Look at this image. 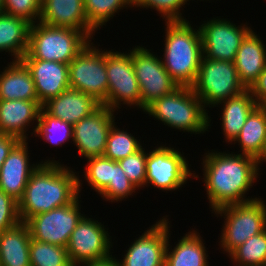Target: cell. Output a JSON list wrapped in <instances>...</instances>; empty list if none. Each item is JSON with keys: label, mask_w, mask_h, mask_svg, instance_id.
<instances>
[{"label": "cell", "mask_w": 266, "mask_h": 266, "mask_svg": "<svg viewBox=\"0 0 266 266\" xmlns=\"http://www.w3.org/2000/svg\"><path fill=\"white\" fill-rule=\"evenodd\" d=\"M248 90L251 92L257 104L266 98V67Z\"/></svg>", "instance_id": "40"}, {"label": "cell", "mask_w": 266, "mask_h": 266, "mask_svg": "<svg viewBox=\"0 0 266 266\" xmlns=\"http://www.w3.org/2000/svg\"><path fill=\"white\" fill-rule=\"evenodd\" d=\"M115 258H116L115 256L114 257L111 256L105 260L86 262L78 266H119L118 260Z\"/></svg>", "instance_id": "42"}, {"label": "cell", "mask_w": 266, "mask_h": 266, "mask_svg": "<svg viewBox=\"0 0 266 266\" xmlns=\"http://www.w3.org/2000/svg\"><path fill=\"white\" fill-rule=\"evenodd\" d=\"M37 124L33 128V133L36 136L48 141L50 145L60 146L66 141L73 139V125L61 119L54 118L47 114L43 109L40 110V115Z\"/></svg>", "instance_id": "29"}, {"label": "cell", "mask_w": 266, "mask_h": 266, "mask_svg": "<svg viewBox=\"0 0 266 266\" xmlns=\"http://www.w3.org/2000/svg\"><path fill=\"white\" fill-rule=\"evenodd\" d=\"M266 137V115L257 106L248 116L239 135L233 141L240 145L241 154L257 158ZM236 141V142H235Z\"/></svg>", "instance_id": "28"}, {"label": "cell", "mask_w": 266, "mask_h": 266, "mask_svg": "<svg viewBox=\"0 0 266 266\" xmlns=\"http://www.w3.org/2000/svg\"><path fill=\"white\" fill-rule=\"evenodd\" d=\"M29 252L31 266H74L66 247L31 238Z\"/></svg>", "instance_id": "31"}, {"label": "cell", "mask_w": 266, "mask_h": 266, "mask_svg": "<svg viewBox=\"0 0 266 266\" xmlns=\"http://www.w3.org/2000/svg\"><path fill=\"white\" fill-rule=\"evenodd\" d=\"M205 108L192 87L179 86L173 92L154 100L144 112L173 129L203 134L211 126Z\"/></svg>", "instance_id": "4"}, {"label": "cell", "mask_w": 266, "mask_h": 266, "mask_svg": "<svg viewBox=\"0 0 266 266\" xmlns=\"http://www.w3.org/2000/svg\"><path fill=\"white\" fill-rule=\"evenodd\" d=\"M188 162L180 151L165 145L147 152L145 186L151 184L166 192L177 190L189 177L198 178L190 171Z\"/></svg>", "instance_id": "11"}, {"label": "cell", "mask_w": 266, "mask_h": 266, "mask_svg": "<svg viewBox=\"0 0 266 266\" xmlns=\"http://www.w3.org/2000/svg\"><path fill=\"white\" fill-rule=\"evenodd\" d=\"M3 12L34 24L40 19L41 2L39 0H4Z\"/></svg>", "instance_id": "38"}, {"label": "cell", "mask_w": 266, "mask_h": 266, "mask_svg": "<svg viewBox=\"0 0 266 266\" xmlns=\"http://www.w3.org/2000/svg\"><path fill=\"white\" fill-rule=\"evenodd\" d=\"M99 106L100 104L92 97L69 87L57 97L44 103L42 109L52 117L74 125L89 116Z\"/></svg>", "instance_id": "21"}, {"label": "cell", "mask_w": 266, "mask_h": 266, "mask_svg": "<svg viewBox=\"0 0 266 266\" xmlns=\"http://www.w3.org/2000/svg\"><path fill=\"white\" fill-rule=\"evenodd\" d=\"M170 223L168 224V242L165 252L164 266H209L208 252L203 237L196 230L185 234L172 249L169 245ZM171 248V251H169Z\"/></svg>", "instance_id": "25"}, {"label": "cell", "mask_w": 266, "mask_h": 266, "mask_svg": "<svg viewBox=\"0 0 266 266\" xmlns=\"http://www.w3.org/2000/svg\"><path fill=\"white\" fill-rule=\"evenodd\" d=\"M28 142L20 141L9 153L0 171V190L17 202L22 198L31 174L41 163H59L57 160H45L30 165Z\"/></svg>", "instance_id": "17"}, {"label": "cell", "mask_w": 266, "mask_h": 266, "mask_svg": "<svg viewBox=\"0 0 266 266\" xmlns=\"http://www.w3.org/2000/svg\"><path fill=\"white\" fill-rule=\"evenodd\" d=\"M3 2L4 0H0V13L3 12Z\"/></svg>", "instance_id": "45"}, {"label": "cell", "mask_w": 266, "mask_h": 266, "mask_svg": "<svg viewBox=\"0 0 266 266\" xmlns=\"http://www.w3.org/2000/svg\"><path fill=\"white\" fill-rule=\"evenodd\" d=\"M20 142V140L14 136L5 135L0 133V171L3 162L12 151V149Z\"/></svg>", "instance_id": "41"}, {"label": "cell", "mask_w": 266, "mask_h": 266, "mask_svg": "<svg viewBox=\"0 0 266 266\" xmlns=\"http://www.w3.org/2000/svg\"><path fill=\"white\" fill-rule=\"evenodd\" d=\"M125 7L132 8V0H84L88 24L95 30L106 25L109 19ZM119 10V11H118Z\"/></svg>", "instance_id": "32"}, {"label": "cell", "mask_w": 266, "mask_h": 266, "mask_svg": "<svg viewBox=\"0 0 266 266\" xmlns=\"http://www.w3.org/2000/svg\"><path fill=\"white\" fill-rule=\"evenodd\" d=\"M60 163H41L31 174L18 201L21 222L43 212L72 203L82 183L79 175Z\"/></svg>", "instance_id": "2"}, {"label": "cell", "mask_w": 266, "mask_h": 266, "mask_svg": "<svg viewBox=\"0 0 266 266\" xmlns=\"http://www.w3.org/2000/svg\"><path fill=\"white\" fill-rule=\"evenodd\" d=\"M255 161H256L257 170L259 172V170H260L259 165L263 161L266 162V137H265V141H264V144H263V148H262L260 154L255 159Z\"/></svg>", "instance_id": "43"}, {"label": "cell", "mask_w": 266, "mask_h": 266, "mask_svg": "<svg viewBox=\"0 0 266 266\" xmlns=\"http://www.w3.org/2000/svg\"><path fill=\"white\" fill-rule=\"evenodd\" d=\"M30 27L25 19L0 13V52L11 53L13 61L20 60L28 50Z\"/></svg>", "instance_id": "27"}, {"label": "cell", "mask_w": 266, "mask_h": 266, "mask_svg": "<svg viewBox=\"0 0 266 266\" xmlns=\"http://www.w3.org/2000/svg\"><path fill=\"white\" fill-rule=\"evenodd\" d=\"M258 107L264 112L266 115V98H264L259 104Z\"/></svg>", "instance_id": "44"}, {"label": "cell", "mask_w": 266, "mask_h": 266, "mask_svg": "<svg viewBox=\"0 0 266 266\" xmlns=\"http://www.w3.org/2000/svg\"><path fill=\"white\" fill-rule=\"evenodd\" d=\"M88 160L85 168L84 178L89 186L100 194L113 181L114 175V160L104 156L93 157Z\"/></svg>", "instance_id": "34"}, {"label": "cell", "mask_w": 266, "mask_h": 266, "mask_svg": "<svg viewBox=\"0 0 266 266\" xmlns=\"http://www.w3.org/2000/svg\"><path fill=\"white\" fill-rule=\"evenodd\" d=\"M93 45L89 42L68 64L69 85L107 106L106 51Z\"/></svg>", "instance_id": "8"}, {"label": "cell", "mask_w": 266, "mask_h": 266, "mask_svg": "<svg viewBox=\"0 0 266 266\" xmlns=\"http://www.w3.org/2000/svg\"><path fill=\"white\" fill-rule=\"evenodd\" d=\"M91 42L82 31L54 27L42 22L31 24L27 53L21 59H40L69 64Z\"/></svg>", "instance_id": "5"}, {"label": "cell", "mask_w": 266, "mask_h": 266, "mask_svg": "<svg viewBox=\"0 0 266 266\" xmlns=\"http://www.w3.org/2000/svg\"><path fill=\"white\" fill-rule=\"evenodd\" d=\"M30 71L41 105L70 87L68 64L40 59H20Z\"/></svg>", "instance_id": "18"}, {"label": "cell", "mask_w": 266, "mask_h": 266, "mask_svg": "<svg viewBox=\"0 0 266 266\" xmlns=\"http://www.w3.org/2000/svg\"><path fill=\"white\" fill-rule=\"evenodd\" d=\"M39 21L54 27L80 30L90 39H93L96 32L88 24L84 0H45L41 3Z\"/></svg>", "instance_id": "19"}, {"label": "cell", "mask_w": 266, "mask_h": 266, "mask_svg": "<svg viewBox=\"0 0 266 266\" xmlns=\"http://www.w3.org/2000/svg\"><path fill=\"white\" fill-rule=\"evenodd\" d=\"M41 109L39 101L0 99V133L27 141L26 128L38 120Z\"/></svg>", "instance_id": "20"}, {"label": "cell", "mask_w": 266, "mask_h": 266, "mask_svg": "<svg viewBox=\"0 0 266 266\" xmlns=\"http://www.w3.org/2000/svg\"><path fill=\"white\" fill-rule=\"evenodd\" d=\"M0 74L1 100L38 101L30 71L21 60L12 61Z\"/></svg>", "instance_id": "23"}, {"label": "cell", "mask_w": 266, "mask_h": 266, "mask_svg": "<svg viewBox=\"0 0 266 266\" xmlns=\"http://www.w3.org/2000/svg\"><path fill=\"white\" fill-rule=\"evenodd\" d=\"M165 26L163 66L178 86L192 87L203 57L199 28L194 29L188 20Z\"/></svg>", "instance_id": "3"}, {"label": "cell", "mask_w": 266, "mask_h": 266, "mask_svg": "<svg viewBox=\"0 0 266 266\" xmlns=\"http://www.w3.org/2000/svg\"><path fill=\"white\" fill-rule=\"evenodd\" d=\"M142 148V144L133 134L121 130L114 124L108 135L104 157L119 161L132 155Z\"/></svg>", "instance_id": "33"}, {"label": "cell", "mask_w": 266, "mask_h": 266, "mask_svg": "<svg viewBox=\"0 0 266 266\" xmlns=\"http://www.w3.org/2000/svg\"><path fill=\"white\" fill-rule=\"evenodd\" d=\"M105 226L85 215L70 235L67 253L74 266L86 262L101 261L112 256L110 233ZM111 254V255H110Z\"/></svg>", "instance_id": "13"}, {"label": "cell", "mask_w": 266, "mask_h": 266, "mask_svg": "<svg viewBox=\"0 0 266 266\" xmlns=\"http://www.w3.org/2000/svg\"><path fill=\"white\" fill-rule=\"evenodd\" d=\"M203 22L199 26L203 56L210 60L234 62L236 52L252 29L247 25L236 26L224 18Z\"/></svg>", "instance_id": "14"}, {"label": "cell", "mask_w": 266, "mask_h": 266, "mask_svg": "<svg viewBox=\"0 0 266 266\" xmlns=\"http://www.w3.org/2000/svg\"><path fill=\"white\" fill-rule=\"evenodd\" d=\"M80 195L70 204L29 218L27 224L32 239L67 247L70 235L84 216L79 204Z\"/></svg>", "instance_id": "12"}, {"label": "cell", "mask_w": 266, "mask_h": 266, "mask_svg": "<svg viewBox=\"0 0 266 266\" xmlns=\"http://www.w3.org/2000/svg\"><path fill=\"white\" fill-rule=\"evenodd\" d=\"M137 187L128 179L118 161H114L113 181L99 194L106 201L118 202L135 193Z\"/></svg>", "instance_id": "35"}, {"label": "cell", "mask_w": 266, "mask_h": 266, "mask_svg": "<svg viewBox=\"0 0 266 266\" xmlns=\"http://www.w3.org/2000/svg\"><path fill=\"white\" fill-rule=\"evenodd\" d=\"M20 222L18 202L0 190V233Z\"/></svg>", "instance_id": "39"}, {"label": "cell", "mask_w": 266, "mask_h": 266, "mask_svg": "<svg viewBox=\"0 0 266 266\" xmlns=\"http://www.w3.org/2000/svg\"><path fill=\"white\" fill-rule=\"evenodd\" d=\"M220 104H223L221 129H223L226 143H232L239 135L249 114L258 104L248 89L235 97L220 101L214 107Z\"/></svg>", "instance_id": "26"}, {"label": "cell", "mask_w": 266, "mask_h": 266, "mask_svg": "<svg viewBox=\"0 0 266 266\" xmlns=\"http://www.w3.org/2000/svg\"><path fill=\"white\" fill-rule=\"evenodd\" d=\"M106 73L107 107L118 111L121 104H124L130 108L136 106L141 109L140 88L134 72L131 50L128 53L106 50Z\"/></svg>", "instance_id": "9"}, {"label": "cell", "mask_w": 266, "mask_h": 266, "mask_svg": "<svg viewBox=\"0 0 266 266\" xmlns=\"http://www.w3.org/2000/svg\"><path fill=\"white\" fill-rule=\"evenodd\" d=\"M259 37L252 30L236 52L234 65L246 89L252 86L266 67V47Z\"/></svg>", "instance_id": "22"}, {"label": "cell", "mask_w": 266, "mask_h": 266, "mask_svg": "<svg viewBox=\"0 0 266 266\" xmlns=\"http://www.w3.org/2000/svg\"><path fill=\"white\" fill-rule=\"evenodd\" d=\"M147 152L142 147L136 153L119 160L128 179L138 188L145 187ZM140 187V188H139Z\"/></svg>", "instance_id": "37"}, {"label": "cell", "mask_w": 266, "mask_h": 266, "mask_svg": "<svg viewBox=\"0 0 266 266\" xmlns=\"http://www.w3.org/2000/svg\"><path fill=\"white\" fill-rule=\"evenodd\" d=\"M192 89L206 108L214 107L220 101L235 97L246 90L234 62L210 60L204 56Z\"/></svg>", "instance_id": "7"}, {"label": "cell", "mask_w": 266, "mask_h": 266, "mask_svg": "<svg viewBox=\"0 0 266 266\" xmlns=\"http://www.w3.org/2000/svg\"><path fill=\"white\" fill-rule=\"evenodd\" d=\"M115 110L100 105L89 116L73 125V143L85 159L101 157L105 153L111 127L115 124Z\"/></svg>", "instance_id": "15"}, {"label": "cell", "mask_w": 266, "mask_h": 266, "mask_svg": "<svg viewBox=\"0 0 266 266\" xmlns=\"http://www.w3.org/2000/svg\"><path fill=\"white\" fill-rule=\"evenodd\" d=\"M266 203L261 198L230 204L212 213L225 219L220 236V246L228 255L247 239L266 229Z\"/></svg>", "instance_id": "6"}, {"label": "cell", "mask_w": 266, "mask_h": 266, "mask_svg": "<svg viewBox=\"0 0 266 266\" xmlns=\"http://www.w3.org/2000/svg\"><path fill=\"white\" fill-rule=\"evenodd\" d=\"M203 175L206 194L212 212L218 208L258 199L245 194L257 180L255 158L244 154H230L213 150L204 153Z\"/></svg>", "instance_id": "1"}, {"label": "cell", "mask_w": 266, "mask_h": 266, "mask_svg": "<svg viewBox=\"0 0 266 266\" xmlns=\"http://www.w3.org/2000/svg\"><path fill=\"white\" fill-rule=\"evenodd\" d=\"M30 231L25 222L0 233V266H31Z\"/></svg>", "instance_id": "24"}, {"label": "cell", "mask_w": 266, "mask_h": 266, "mask_svg": "<svg viewBox=\"0 0 266 266\" xmlns=\"http://www.w3.org/2000/svg\"><path fill=\"white\" fill-rule=\"evenodd\" d=\"M146 47L135 46L131 50L134 72L141 94V109L154 100L173 92L179 86L163 66L161 57L151 53Z\"/></svg>", "instance_id": "10"}, {"label": "cell", "mask_w": 266, "mask_h": 266, "mask_svg": "<svg viewBox=\"0 0 266 266\" xmlns=\"http://www.w3.org/2000/svg\"><path fill=\"white\" fill-rule=\"evenodd\" d=\"M188 0H132V7L155 9L165 22L187 21L182 17L180 8L187 3Z\"/></svg>", "instance_id": "36"}, {"label": "cell", "mask_w": 266, "mask_h": 266, "mask_svg": "<svg viewBox=\"0 0 266 266\" xmlns=\"http://www.w3.org/2000/svg\"><path fill=\"white\" fill-rule=\"evenodd\" d=\"M163 217L134 240L119 266H164L169 221Z\"/></svg>", "instance_id": "16"}, {"label": "cell", "mask_w": 266, "mask_h": 266, "mask_svg": "<svg viewBox=\"0 0 266 266\" xmlns=\"http://www.w3.org/2000/svg\"><path fill=\"white\" fill-rule=\"evenodd\" d=\"M229 256L235 266H263L266 259V229L240 244Z\"/></svg>", "instance_id": "30"}]
</instances>
